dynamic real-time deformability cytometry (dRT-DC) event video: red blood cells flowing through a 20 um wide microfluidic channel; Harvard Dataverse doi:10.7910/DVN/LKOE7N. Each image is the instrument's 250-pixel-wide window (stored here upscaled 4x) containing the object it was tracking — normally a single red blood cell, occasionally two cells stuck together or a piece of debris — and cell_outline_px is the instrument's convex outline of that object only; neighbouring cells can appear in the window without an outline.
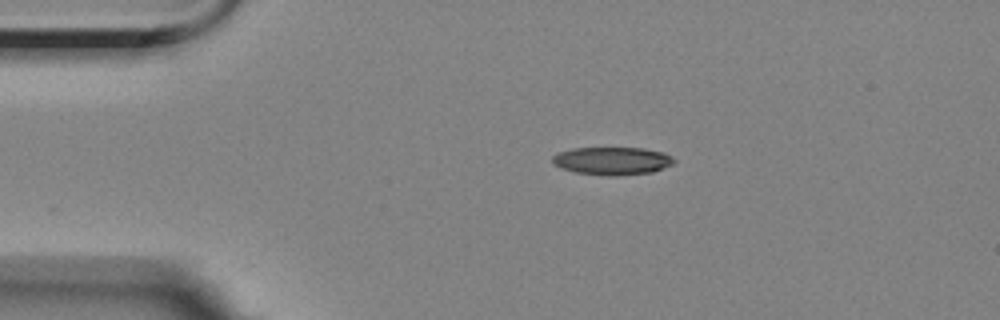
{"species": "Egyptian fruit bat (a non-hibernating species)", "species_latin": "Rousettus aegyptiacus", "temperature_condition": "room temperature", "stored_images_in_passage": 46, "camera_frame_rate_fps": 3000, "um_per_image_px": 0.085, "animal": {"sex": "female"}, "frame": {"image": 1, "passage_image": 1, "time_ms": 0.0, "image_size_px": [1000, 320], "cell_outline_px": [[676, 160], [672, 164], [652, 172], [616, 176], [608, 176], [576, 172], [560, 168], [552, 164], [552, 156], [556, 152], [572, 148], [644, 148], [664, 152], [672, 156]], "centroid_in_image_um": [52.01, 13.67], "position_along_channel_um": 33.0, "area_um2": 19.94}}
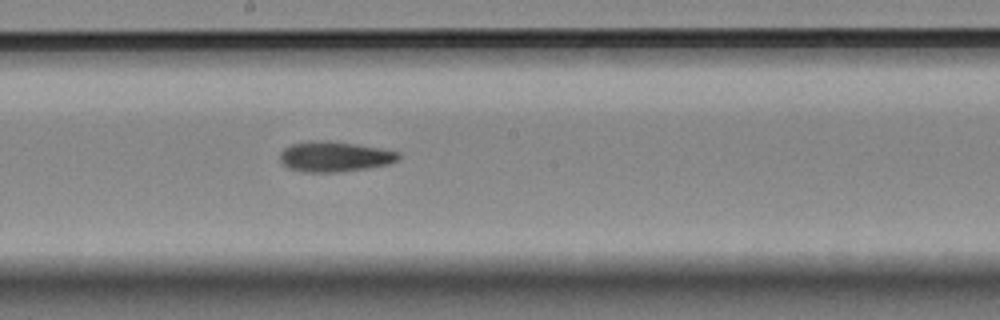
{"frame": {"image": 2, "passage_image": 20, "time_ms": 6.333, "image_size_px": [1000, 320], "cell_outline_px": [[400, 156], [396, 160], [388, 164], [364, 168], [336, 172], [304, 172], [288, 168], [280, 160], [280, 152], [284, 148], [292, 144], [308, 140], [328, 140], [356, 144], [396, 152]], "centroid_in_image_um": [28.35, 13.3], "position_along_channel_um": 219.9, "area_um2": 20.63}}
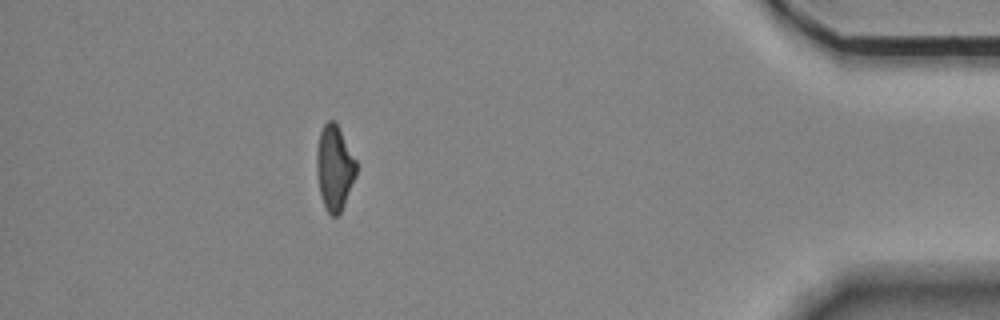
{"frame": {"image": 3, "passage_image": 40, "time_ms": 13.0, "image_size_px": [1000, 320], "cell_outline_px": [[356, 176], [344, 204], [340, 212], [336, 216], [332, 216], [328, 212], [320, 196], [316, 172], [316, 152], [320, 132], [324, 124], [328, 120], [332, 120], [336, 124], [356, 160]], "centroid_in_image_um": [28.41, 14.28], "position_along_channel_um": 406.8, "area_um2": 19.36}, "authors_computed_cell_mechanics": {"area_um2": 20.4612, "velocity_mm_per_s": 3.5563, "shape_relaxation_time_tau1_ms": 6.7525, "shape_relaxation_time_tau2_ms": 8.6172, "deformation_change_tau1": 0.1963, "deformation_change_tau2": 0.204}}